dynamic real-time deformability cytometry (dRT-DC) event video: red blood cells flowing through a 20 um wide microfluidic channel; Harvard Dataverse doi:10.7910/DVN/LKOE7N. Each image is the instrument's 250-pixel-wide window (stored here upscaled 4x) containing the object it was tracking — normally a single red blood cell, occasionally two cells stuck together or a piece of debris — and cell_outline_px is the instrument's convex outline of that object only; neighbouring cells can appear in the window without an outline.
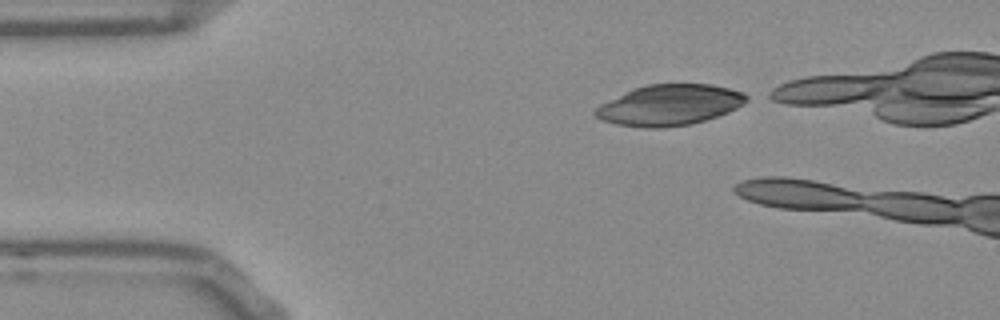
{"species": "Egyptian fruit bat (a non-hibernating species)", "species_latin": "Rousettus aegyptiacus", "temperature_condition": "room temperature", "stored_images_in_passage": 6, "camera_frame_rate_fps": 3000, "um_per_image_px": 0.085, "frame": {"image": 1, "passage_image": 1, "time_ms": 0.0, "image_size_px": [1000, 320], "cell_outline_px": [[752, 96], [744, 104], [728, 112], [692, 124], [660, 128], [648, 128], [616, 124], [604, 120], [596, 116], [592, 112], [600, 104], [632, 88], [648, 84], [712, 84], [744, 92]], "centroid_in_image_um": [56.93, 8.92], "position_along_channel_um": 28.1, "area_um2": 36.01}}